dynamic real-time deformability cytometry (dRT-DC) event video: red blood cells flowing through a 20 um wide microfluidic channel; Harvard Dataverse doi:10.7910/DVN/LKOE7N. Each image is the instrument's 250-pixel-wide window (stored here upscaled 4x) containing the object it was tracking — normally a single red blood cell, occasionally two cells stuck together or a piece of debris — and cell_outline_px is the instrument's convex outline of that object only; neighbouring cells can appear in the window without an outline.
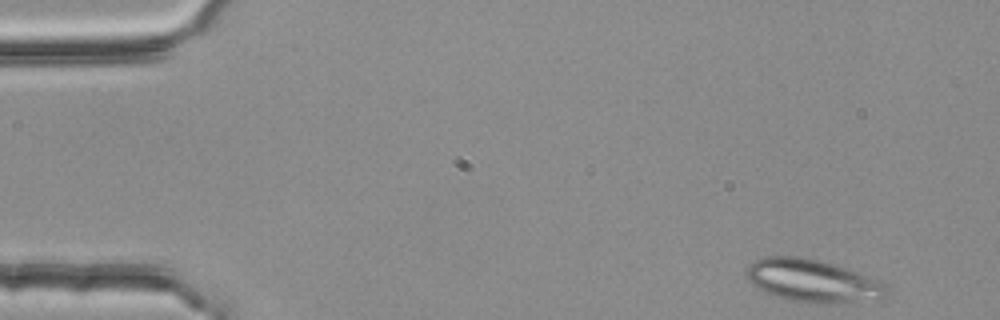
{"species": "common noctule bat (a hibernating species)", "species_latin": "Nyctalus noctula", "temperature_condition": "room temperature", "stored_images_in_passage": 3, "camera_frame_rate_fps": 3000, "um_per_image_px": 0.085, "animal": {"sex": "female", "body_mass_g": 25.1}, "frame": {"image": 1, "passage_image": 1, "time_ms": 0.0, "image_size_px": [1000, 320], "cell_outline_px": [[888, 292], [880, 300], [836, 304], [808, 304], [788, 300], [764, 292], [752, 284], [744, 276], [748, 268], [756, 260], [764, 256], [796, 256], [820, 260], [872, 276], [884, 280], [888, 284]], "centroid_in_image_um": [69.16, 23.9], "position_along_channel_um": 15.8, "area_um2": 35.84}}